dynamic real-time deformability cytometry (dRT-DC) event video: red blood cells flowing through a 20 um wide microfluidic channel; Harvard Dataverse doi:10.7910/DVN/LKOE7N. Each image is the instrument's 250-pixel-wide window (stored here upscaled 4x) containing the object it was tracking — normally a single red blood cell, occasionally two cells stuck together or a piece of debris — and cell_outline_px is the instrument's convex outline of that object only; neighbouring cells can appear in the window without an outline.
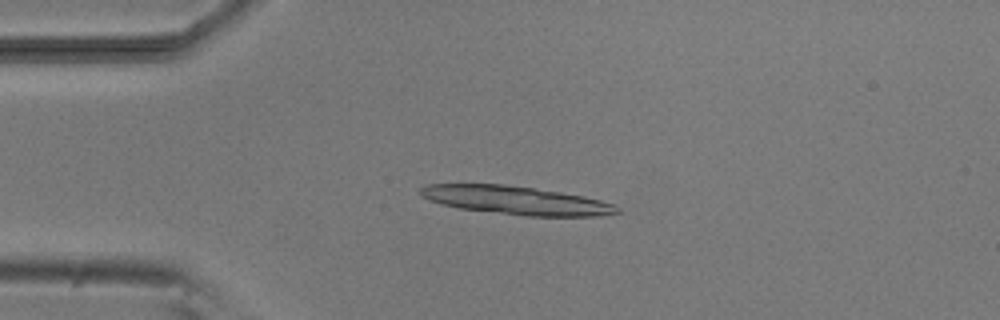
{"species": "common noctule bat (a hibernating species)", "species_latin": "Nyctalus noctula", "temperature_condition": "room temperature", "stored_images_in_passage": 52, "segment_of_instrument_passage": [1, 2], "camera_frame_rate_fps": 3000, "um_per_image_px": 0.085, "animal": {"sex": "male", "body_mass_g": 20.5, "forearm_length_mm": 52.5}, "frame": {"image": 1, "passage_image": 12, "time_ms": 3.667, "image_size_px": [1000, 320], "cell_outline_px": [[620, 212], [600, 216], [524, 216], [460, 208], [440, 204], [424, 196], [420, 192], [420, 188], [424, 184], [504, 184], [560, 192], [584, 196], [616, 204], [620, 208]], "centroid_in_image_um": [43.91, 17.03], "position_along_channel_um": 41.1, "area_um2": 32.43}}